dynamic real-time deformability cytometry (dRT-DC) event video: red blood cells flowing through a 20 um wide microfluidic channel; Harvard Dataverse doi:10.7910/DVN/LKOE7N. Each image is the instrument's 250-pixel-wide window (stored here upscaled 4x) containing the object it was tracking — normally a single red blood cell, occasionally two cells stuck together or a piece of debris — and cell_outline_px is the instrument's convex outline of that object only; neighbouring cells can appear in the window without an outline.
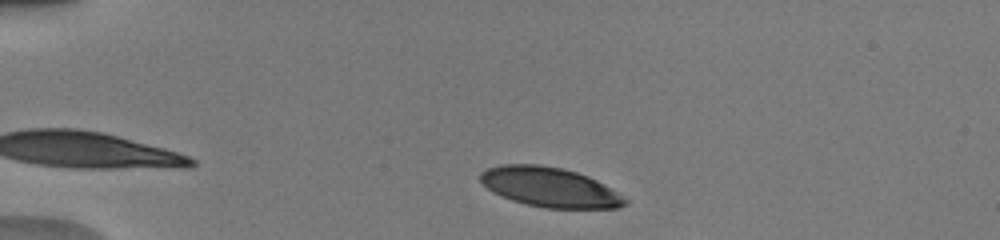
{"species": "human", "species_latin": "Homo sapiens", "temperature_condition": "warm", "stored_images_in_passage": 13, "camera_frame_rate_fps": 3000, "um_per_image_px": 0.085, "donor": {"sex": "male"}, "frame": {"image": 1, "passage_image": 4, "time_ms": 1.0, "image_size_px": [1000, 240], "cell_outline_px": [[628, 204], [620, 208], [544, 208], [524, 204], [512, 200], [492, 192], [480, 180], [480, 172], [488, 168], [500, 164], [540, 164], [564, 168], [588, 176], [604, 184], [628, 200]], "centroid_in_image_um": [46.73, 15.91], "position_along_channel_um": 38.3, "area_um2": 33.52}}